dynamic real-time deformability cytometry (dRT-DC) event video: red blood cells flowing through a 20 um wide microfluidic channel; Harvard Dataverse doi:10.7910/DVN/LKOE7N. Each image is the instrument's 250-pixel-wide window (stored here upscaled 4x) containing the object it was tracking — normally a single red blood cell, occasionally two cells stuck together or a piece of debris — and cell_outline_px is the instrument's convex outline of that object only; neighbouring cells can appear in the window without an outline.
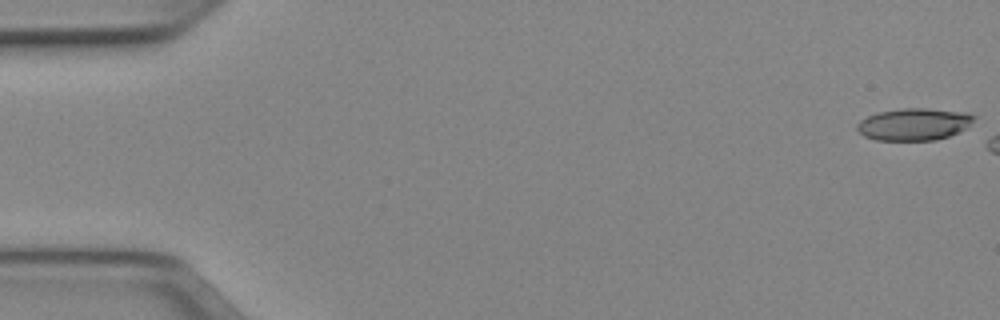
{"species": "Egyptian fruit bat (a non-hibernating species)", "species_latin": "Rousettus aegyptiacus", "temperature_condition": "cold", "stored_images_in_passage": 6, "camera_frame_rate_fps": 3000, "um_per_image_px": 0.085, "animal": {"sex": "female"}, "frame": {"image": 1, "passage_image": 1, "time_ms": 0.0, "image_size_px": [1000, 320], "cell_outline_px": [[976, 116], [968, 128], [960, 132], [936, 140], [876, 140], [864, 136], [856, 128], [856, 124], [860, 120], [868, 116], [880, 112], [904, 108], [928, 108], [968, 112]], "centroid_in_image_um": [77.73, 10.56], "position_along_channel_um": 7.3, "area_um2": 22.02}}